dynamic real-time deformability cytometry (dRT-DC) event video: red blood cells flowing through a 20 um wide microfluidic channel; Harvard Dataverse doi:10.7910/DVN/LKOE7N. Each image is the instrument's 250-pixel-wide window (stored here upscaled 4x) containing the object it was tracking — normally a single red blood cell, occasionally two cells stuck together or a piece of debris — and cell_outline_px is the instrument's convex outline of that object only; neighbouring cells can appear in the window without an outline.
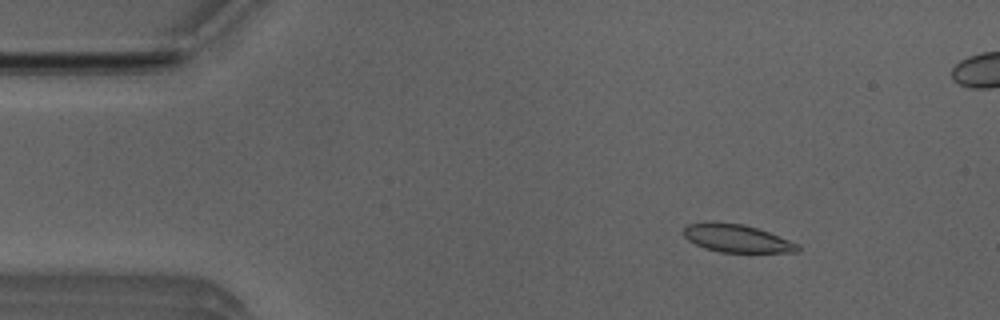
{"species": "Egyptian fruit bat (a non-hibernating species)", "species_latin": "Rousettus aegyptiacus", "temperature_condition": "room temperature", "stored_images_in_passage": 5, "camera_frame_rate_fps": 3000, "um_per_image_px": 0.085, "animal": {"sex": "male"}, "frame": {"image": 1, "passage_image": 2, "time_ms": 0.333, "image_size_px": [1000, 320], "cell_outline_px": [[800, 252], [720, 252], [704, 248], [688, 240], [684, 236], [684, 228], [688, 224], [704, 220], [744, 224], [768, 232], [800, 244]], "centroid_in_image_um": [62.6, 20.24], "position_along_channel_um": 22.4, "area_um2": 18.73}}